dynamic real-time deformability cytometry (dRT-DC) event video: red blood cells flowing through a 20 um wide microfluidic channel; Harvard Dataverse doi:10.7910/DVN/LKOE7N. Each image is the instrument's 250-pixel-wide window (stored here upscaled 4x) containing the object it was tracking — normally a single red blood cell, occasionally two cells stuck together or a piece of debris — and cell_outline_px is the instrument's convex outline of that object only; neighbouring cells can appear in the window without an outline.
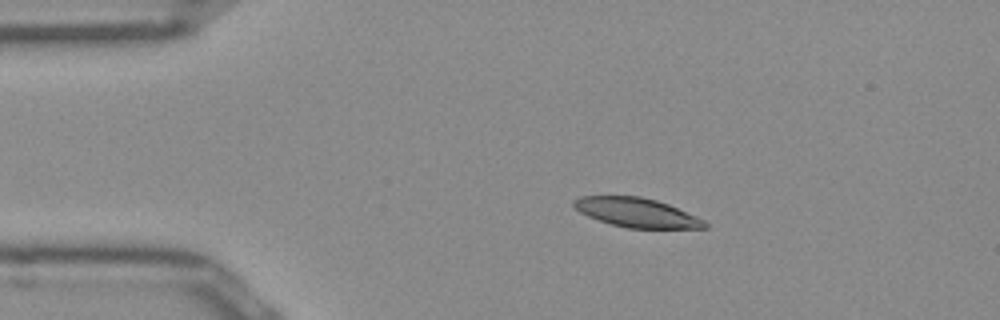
{"species": "Egyptian fruit bat (a non-hibernating species)", "species_latin": "Rousettus aegyptiacus", "temperature_condition": "room temperature", "stored_images_in_passage": 44, "camera_frame_rate_fps": 3000, "um_per_image_px": 0.085, "frame": {"image": 1, "passage_image": 3, "time_ms": 0.667, "image_size_px": [1000, 320], "cell_outline_px": [[708, 228], [628, 228], [612, 224], [588, 216], [580, 212], [572, 204], [572, 200], [580, 196], [640, 196], [656, 200], [668, 204], [704, 220], [708, 224]], "centroid_in_image_um": [54.1, 18.06], "position_along_channel_um": 30.9, "area_um2": 22.08}}
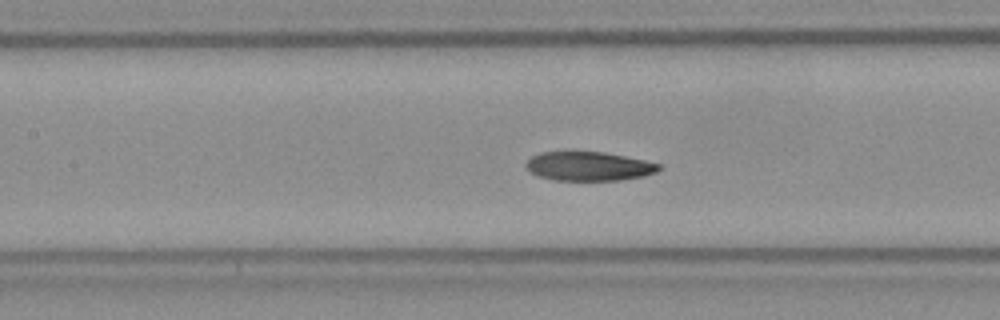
{"frame": {"image": 2, "passage_image": 16, "time_ms": 5.0, "image_size_px": [1000, 320], "cell_outline_px": [[660, 168], [656, 172], [644, 176], [620, 180], [552, 180], [540, 176], [532, 172], [524, 164], [532, 156], [540, 152], [604, 152], [644, 160], [660, 164]], "centroid_in_image_um": [50.05, 14.13], "position_along_channel_um": 157.3, "area_um2": 22.25}}
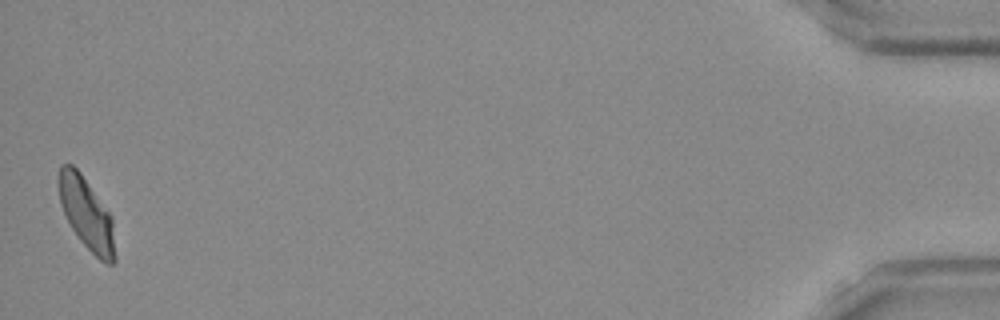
{"frame": {"image": 3, "passage_image": 44, "time_ms": 14.333, "image_size_px": [1000, 320], "cell_outline_px": [[116, 260], [112, 264], [104, 264], [80, 240], [72, 228], [60, 204], [60, 164], [72, 164], [80, 172], [112, 216], [116, 256]], "centroid_in_image_um": [7.4, 18.21], "position_along_channel_um": 427.8, "area_um2": 23.18}, "authors_computed_cell_mechanics": {"area_um2": 23.698, "velocity_mm_per_s": 3.944, "shape_relaxation_time_tau1_ms": 5.4696, "shape_relaxation_time_tau2_ms": 4.6155, "deformation_change_tau1": 0.1686, "deformation_change_tau2": 0.0908}}